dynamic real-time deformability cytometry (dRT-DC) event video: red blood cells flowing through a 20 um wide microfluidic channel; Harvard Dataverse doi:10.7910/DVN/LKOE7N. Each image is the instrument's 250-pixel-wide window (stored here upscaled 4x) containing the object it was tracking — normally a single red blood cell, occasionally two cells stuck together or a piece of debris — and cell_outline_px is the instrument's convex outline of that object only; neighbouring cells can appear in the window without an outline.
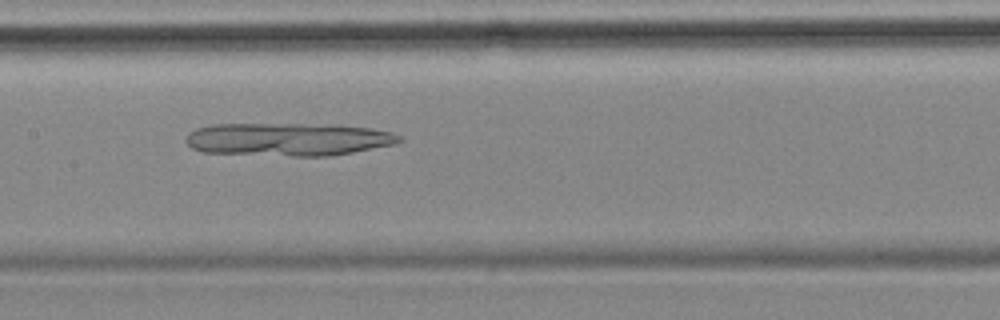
{"species": "common noctule bat (a hibernating species)", "species_latin": "Nyctalus noctula", "temperature_condition": "cold", "stored_images_in_passage": 9, "camera_frame_rate_fps": 3000, "um_per_image_px": 0.085, "animal": {"sex": "female", "body_mass_g": 18.4}, "frame": {"image": 1, "passage_image": 4, "time_ms": 3.333, "image_size_px": [1000, 320], "cell_outline_px": [[404, 140], [396, 144], [332, 156], [292, 156], [204, 152], [192, 148], [184, 140], [188, 132], [196, 128], [212, 124], [304, 124], [372, 128], [392, 132], [400, 136]], "centroid_in_image_um": [24.48, 11.85], "position_along_channel_um": 182.9, "area_um2": 41.04}}